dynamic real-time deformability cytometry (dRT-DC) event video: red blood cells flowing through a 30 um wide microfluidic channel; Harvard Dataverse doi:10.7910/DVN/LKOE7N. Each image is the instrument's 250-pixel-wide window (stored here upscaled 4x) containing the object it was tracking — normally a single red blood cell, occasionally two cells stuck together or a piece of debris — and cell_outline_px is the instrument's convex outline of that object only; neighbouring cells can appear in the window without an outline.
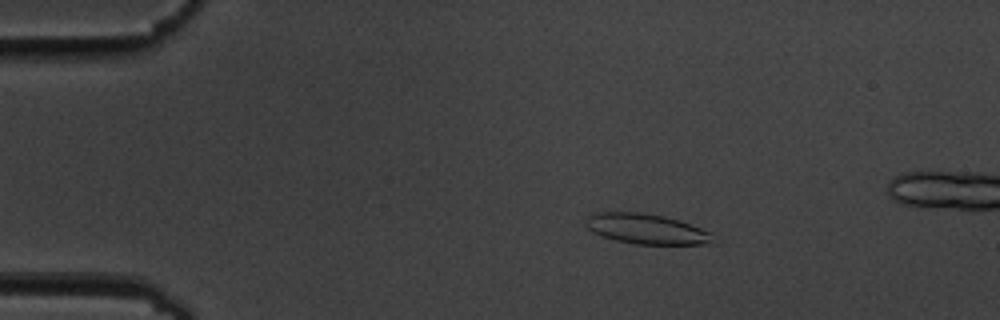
{"species": "common noctule bat (a hibernating species)", "species_latin": "Nyctalus noctula", "temperature_condition": "cold", "stored_images_in_passage": 46, "segment_of_instrument_passage": [1, 2], "camera_frame_rate_fps": 3000, "um_per_image_px": 0.085, "animal": {"sex": "male", "body_mass_g": 19.5, "forearm_length_mm": 54.6}, "frame": {"image": 1, "passage_image": 3, "time_ms": 0.667, "image_size_px": [1000, 320], "cell_outline_px": [[708, 240], [704, 244], [636, 244], [616, 240], [592, 232], [584, 224], [584, 220], [592, 212], [644, 212], [664, 216], [680, 220], [700, 228], [708, 232]], "centroid_in_image_um": [54.8, 19.43], "position_along_channel_um": 30.2, "area_um2": 22.02}}
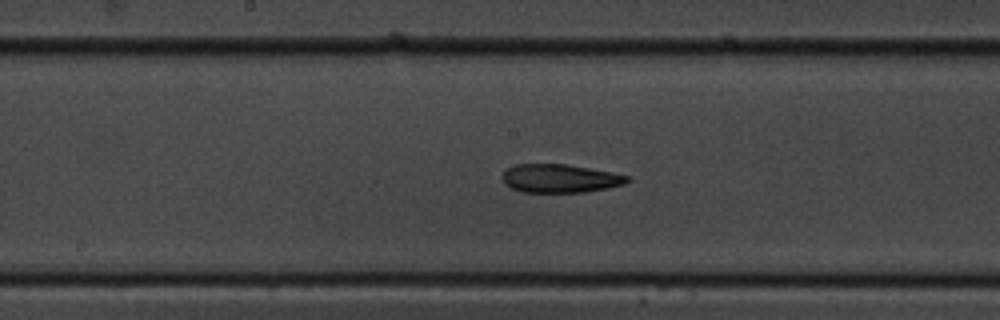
{"frame": {"image": 2, "passage_image": 22, "time_ms": 7.0, "image_size_px": [1000, 320], "cell_outline_px": [[632, 180], [624, 184], [608, 188], [584, 192], [524, 192], [512, 188], [504, 184], [500, 176], [512, 164], [568, 164], [612, 172], [628, 176]], "centroid_in_image_um": [47.59, 15.16], "position_along_channel_um": 200.6, "area_um2": 20.87}}
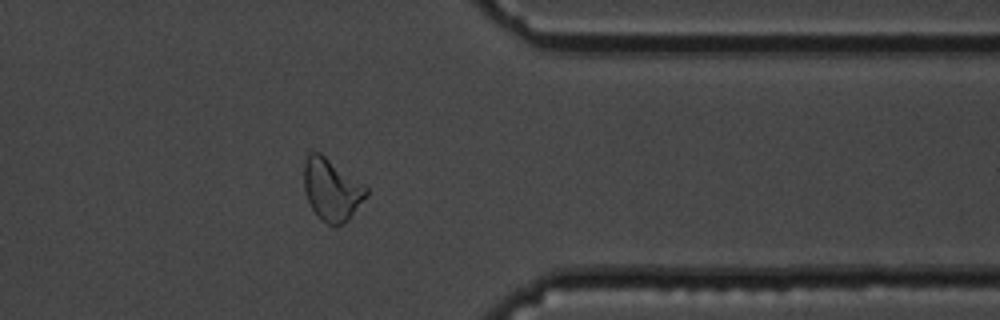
{"frame": {"image": 3, "passage_image": 38, "time_ms": 12.333, "image_size_px": [1000, 320], "cell_outline_px": [[368, 196], [348, 220], [344, 224], [328, 224], [320, 220], [316, 216], [308, 200], [304, 188], [304, 164], [308, 156], [312, 152], [320, 152], [364, 184], [368, 188]], "centroid_in_image_um": [28.21, 16.13], "position_along_channel_um": 383.2, "area_um2": 22.48}}